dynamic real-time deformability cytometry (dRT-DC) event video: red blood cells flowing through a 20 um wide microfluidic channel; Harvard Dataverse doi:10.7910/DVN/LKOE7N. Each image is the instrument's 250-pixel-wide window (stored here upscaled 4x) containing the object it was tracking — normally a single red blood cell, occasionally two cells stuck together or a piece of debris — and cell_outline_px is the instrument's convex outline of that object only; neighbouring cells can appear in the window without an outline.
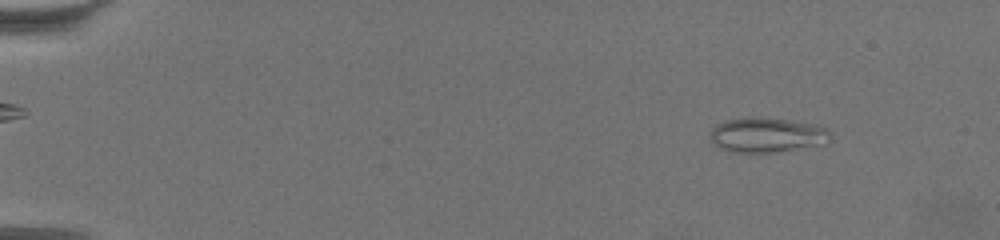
{"species": "common noctule bat (a hibernating species)", "species_latin": "Nyctalus noctula", "temperature_condition": "warm", "stored_images_in_passage": 62, "camera_frame_rate_fps": 3000, "um_per_image_px": 0.085, "animal": {"sex": "female", "body_mass_g": 19.5, "forearm_length_mm": 54.1}, "frame": {"image": 1, "passage_image": 7, "time_ms": 2.0, "image_size_px": [1000, 240], "cell_outline_px": [[832, 136], [828, 144], [772, 152], [732, 152], [720, 148], [712, 144], [708, 140], [708, 132], [716, 124], [728, 120], [748, 116], [764, 116], [812, 124], [828, 128]], "centroid_in_image_um": [65.16, 11.46], "position_along_channel_um": 19.8, "area_um2": 24.97}}
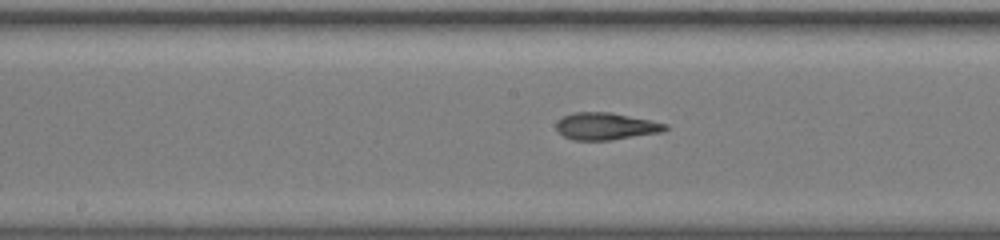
{"frame": {"image": 2, "passage_image": 34, "time_ms": 11.0, "image_size_px": [1000, 240], "cell_outline_px": [[668, 128], [660, 132], [612, 140], [572, 140], [564, 136], [556, 128], [556, 120], [572, 112], [612, 112], [652, 120], [668, 124]], "centroid_in_image_um": [51.49, 10.72], "position_along_channel_um": 196.7, "area_um2": 17.34}}
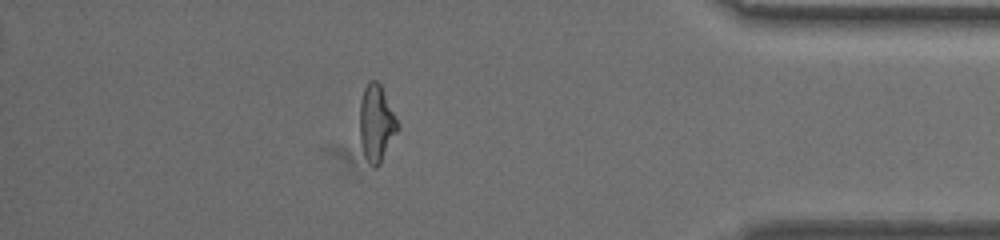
{"frame": {"image": 3, "passage_image": 55, "time_ms": 18.0, "image_size_px": [1000, 240], "cell_outline_px": [[400, 128], [380, 164], [376, 168], [372, 168], [364, 156], [360, 144], [360, 104], [364, 88], [368, 80], [376, 80], [380, 84], [400, 124]], "centroid_in_image_um": [32.0, 10.51], "position_along_channel_um": 403.2, "area_um2": 17.22}, "authors_computed_cell_mechanics": {"area_um2": 17.629, "velocity_mm_per_s": 3.3943, "shape_relaxation_time_tau1_ms": null, "shape_relaxation_time_tau2_ms": 1.7634, "deformation_change_tau1": null, "deformation_change_tau2": 0.1113}}